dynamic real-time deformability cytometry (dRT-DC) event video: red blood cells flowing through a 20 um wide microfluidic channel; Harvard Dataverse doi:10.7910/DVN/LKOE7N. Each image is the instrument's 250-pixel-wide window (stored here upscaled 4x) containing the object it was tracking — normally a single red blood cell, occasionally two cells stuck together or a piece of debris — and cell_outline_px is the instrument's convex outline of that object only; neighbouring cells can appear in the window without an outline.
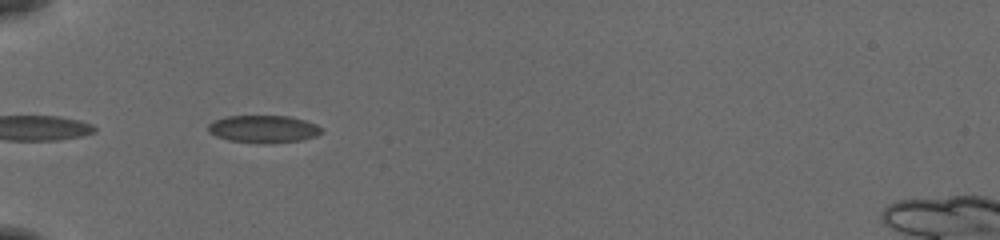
{"species": "common noctule bat (a hibernating species)", "species_latin": "Nyctalus noctula", "temperature_condition": "cold", "stored_images_in_passage": 4, "camera_frame_rate_fps": 3000, "um_per_image_px": 0.085, "animal": {"sex": "female", "body_mass_g": 19.5, "forearm_length_mm": 54.1}, "frame": {"image": 1, "passage_image": 1, "time_ms": 0.0, "image_size_px": [1000, 240], "cell_outline_px": [[324, 132], [316, 136], [300, 140], [272, 144], [260, 144], [228, 140], [216, 136], [208, 132], [208, 124], [216, 120], [228, 116], [288, 116], [304, 120], [316, 124], [324, 128]], "centroid_in_image_um": [22.43, 10.98], "position_along_channel_um": 62.6, "area_um2": 18.38}}